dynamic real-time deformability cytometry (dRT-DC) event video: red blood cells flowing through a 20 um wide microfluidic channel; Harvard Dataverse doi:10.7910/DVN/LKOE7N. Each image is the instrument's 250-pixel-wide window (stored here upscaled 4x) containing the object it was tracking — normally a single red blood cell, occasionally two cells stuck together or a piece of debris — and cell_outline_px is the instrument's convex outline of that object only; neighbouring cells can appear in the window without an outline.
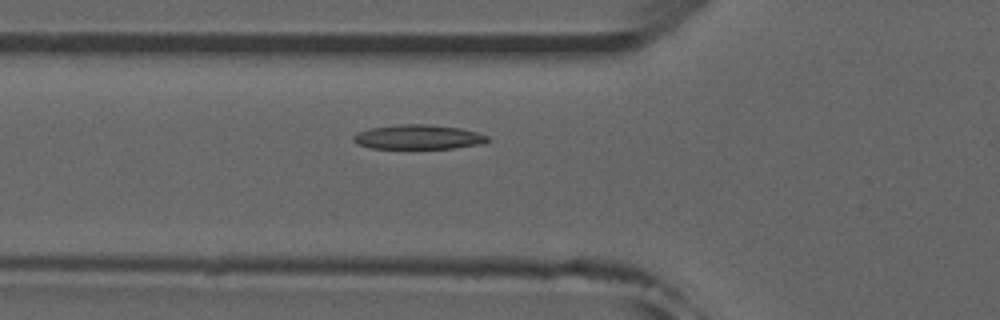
{"species": "common noctule bat (a hibernating species)", "species_latin": "Nyctalus noctula", "temperature_condition": "room temperature", "stored_images_in_passage": 19, "camera_frame_rate_fps": 3000, "um_per_image_px": 0.085, "animal": {"sex": "male", "forearm_length_mm": 52.5}, "frame": {"image": 1, "passage_image": 16, "time_ms": 5.0, "image_size_px": [1000, 320], "cell_outline_px": [[488, 140], [484, 144], [456, 148], [372, 148], [356, 144], [352, 140], [352, 136], [356, 132], [368, 128], [400, 124], [428, 124], [460, 128], [476, 132], [488, 136]], "centroid_in_image_um": [35.52, 11.64], "position_along_channel_um": 90.3, "area_um2": 19.31}}